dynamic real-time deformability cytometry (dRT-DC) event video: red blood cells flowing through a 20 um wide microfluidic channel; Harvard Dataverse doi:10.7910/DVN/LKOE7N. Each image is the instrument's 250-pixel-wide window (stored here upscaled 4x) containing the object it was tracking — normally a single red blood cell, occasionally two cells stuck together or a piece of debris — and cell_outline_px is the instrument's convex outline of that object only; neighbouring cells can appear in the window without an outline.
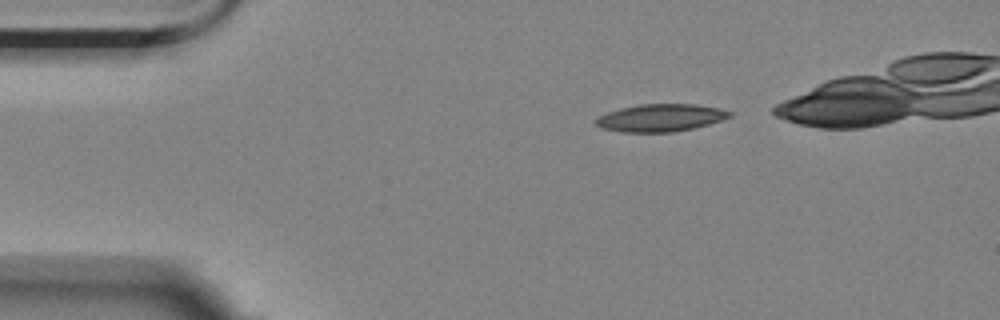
{"species": "Egyptian fruit bat (a non-hibernating species)", "species_latin": "Rousettus aegyptiacus", "temperature_condition": "room temperature", "stored_images_in_passage": 5, "camera_frame_rate_fps": 3000, "um_per_image_px": 0.085, "animal": {"sex": "female"}, "frame": {"image": 1, "passage_image": 1, "time_ms": 0.0, "image_size_px": [1000, 320], "cell_outline_px": [[732, 116], [708, 124], [692, 128], [672, 132], [620, 132], [600, 128], [592, 120], [608, 112], [620, 108], [640, 104], [696, 104], [720, 108], [732, 112]], "centroid_in_image_um": [56.12, 10.01], "position_along_channel_um": 28.9, "area_um2": 21.44}}
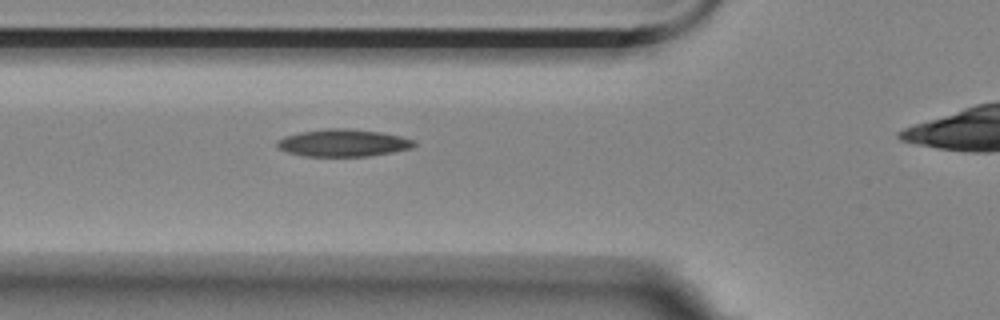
{"frame": {"image": 2, "passage_image": 4, "time_ms": 1.0, "image_size_px": [1000, 320], "cell_outline_px": [[416, 144], [412, 148], [392, 152], [368, 156], [304, 156], [288, 152], [276, 148], [276, 140], [284, 136], [300, 132], [324, 128], [352, 128], [380, 132], [400, 136], [416, 140]], "centroid_in_image_um": [29.15, 12.14], "position_along_channel_um": 96.7, "area_um2": 22.02}}